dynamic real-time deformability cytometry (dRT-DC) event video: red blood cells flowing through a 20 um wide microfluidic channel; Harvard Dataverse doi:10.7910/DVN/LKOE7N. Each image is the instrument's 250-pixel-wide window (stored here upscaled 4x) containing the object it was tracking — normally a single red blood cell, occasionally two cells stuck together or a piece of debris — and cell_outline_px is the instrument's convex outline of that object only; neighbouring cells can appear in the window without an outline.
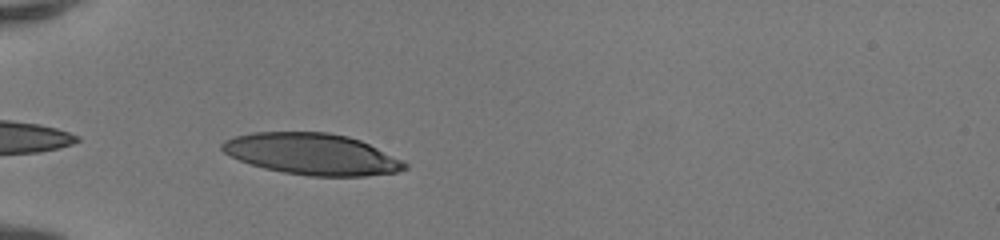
{"species": "human", "species_latin": "Homo sapiens", "temperature_condition": "room temperature", "stored_images_in_passage": 14, "camera_frame_rate_fps": 3000, "um_per_image_px": 0.085, "donor": {"sex": "female"}, "frame": {"image": 1, "passage_image": 1, "time_ms": 0.0, "image_size_px": [1000, 240], "cell_outline_px": [[408, 168], [396, 172], [364, 176], [308, 176], [284, 172], [264, 168], [240, 160], [224, 152], [220, 148], [220, 144], [224, 140], [236, 136], [252, 132], [328, 132], [348, 136], [360, 140], [408, 164]], "centroid_in_image_um": [26.49, 13.09], "position_along_channel_um": 58.5, "area_um2": 43.64}}
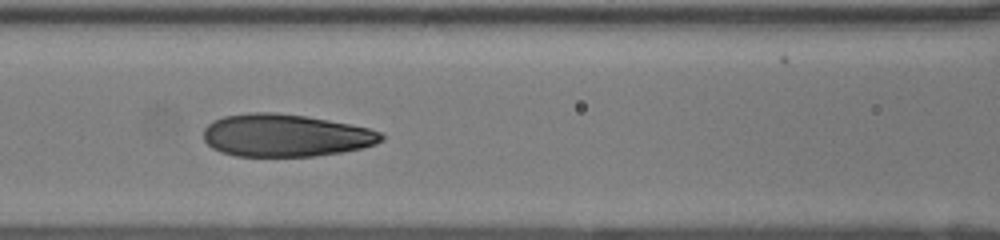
{"frame": {"image": 2, "passage_image": 8, "time_ms": 2.333, "image_size_px": [1000, 240], "cell_outline_px": [[384, 140], [376, 144], [344, 152], [312, 156], [236, 156], [220, 152], [212, 148], [204, 140], [204, 128], [212, 120], [224, 116], [248, 112], [276, 112], [308, 116], [368, 128], [380, 132], [384, 136]], "centroid_in_image_um": [24.24, 11.5], "position_along_channel_um": 142.4, "area_um2": 44.27}}
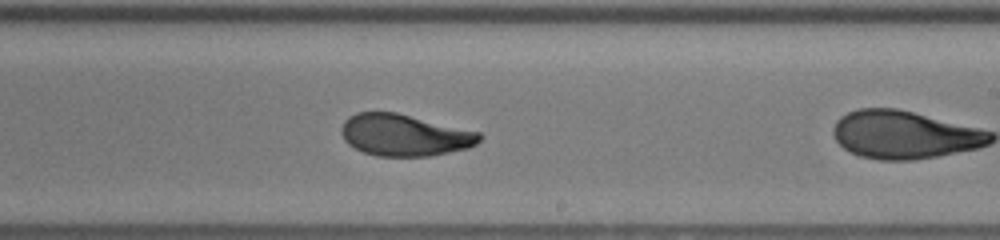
{"frame": {"image": 3, "passage_image": 13, "time_ms": 4.0, "image_size_px": [1000, 240], "cell_outline_px": [[484, 136], [476, 144], [468, 148], [428, 156], [376, 156], [364, 152], [348, 144], [344, 140], [340, 132], [340, 128], [344, 120], [348, 116], [356, 112], [396, 112], [480, 132]], "centroid_in_image_um": [34.35, 11.47], "position_along_channel_um": 254.6, "area_um2": 33.7}}